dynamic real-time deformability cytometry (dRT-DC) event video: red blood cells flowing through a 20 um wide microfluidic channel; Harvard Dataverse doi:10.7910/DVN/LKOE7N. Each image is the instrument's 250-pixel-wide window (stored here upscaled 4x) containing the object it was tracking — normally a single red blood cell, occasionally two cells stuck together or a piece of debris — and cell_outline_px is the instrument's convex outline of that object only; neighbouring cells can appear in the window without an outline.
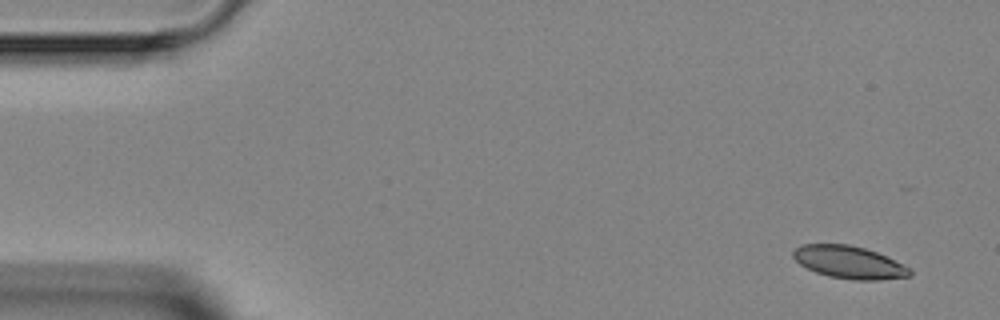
{"species": "Egyptian fruit bat (a non-hibernating species)", "species_latin": "Rousettus aegyptiacus", "temperature_condition": "room temperature", "stored_images_in_passage": 4, "camera_frame_rate_fps": 3000, "um_per_image_px": 0.085, "animal": {"sex": "female"}, "frame": {"image": 1, "passage_image": 1, "time_ms": 0.0, "image_size_px": [1000, 320], "cell_outline_px": [[912, 276], [880, 280], [852, 280], [828, 276], [816, 272], [800, 264], [792, 256], [792, 252], [800, 244], [848, 244], [864, 248], [876, 252], [912, 268]], "centroid_in_image_um": [72.19, 22.3], "position_along_channel_um": 12.8, "area_um2": 22.2}}
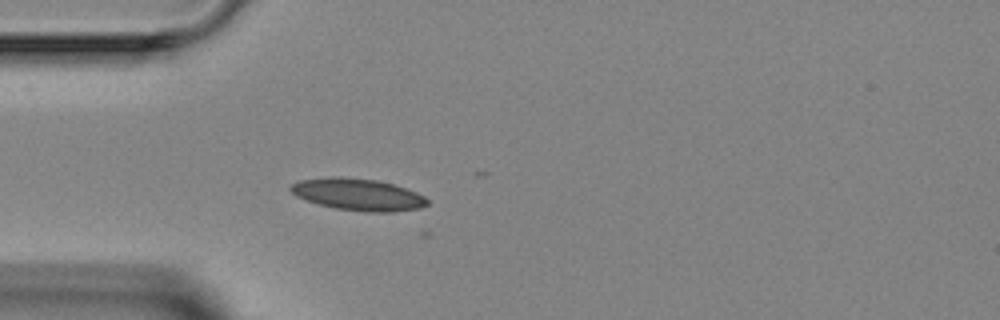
{"frame": {"image": 2, "passage_image": 4, "time_ms": 3.667, "image_size_px": [1000, 320], "cell_outline_px": [[428, 204], [420, 208], [392, 212], [364, 212], [336, 208], [320, 204], [296, 196], [288, 188], [292, 184], [300, 180], [332, 176], [340, 176], [376, 180], [392, 184], [416, 192], [424, 196], [428, 200]], "centroid_in_image_um": [30.43, 16.53], "position_along_channel_um": 54.6, "area_um2": 25.26}}